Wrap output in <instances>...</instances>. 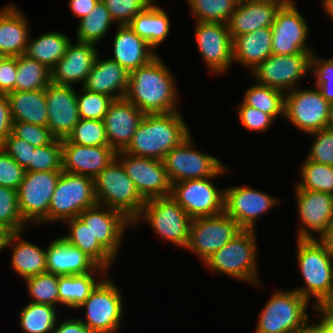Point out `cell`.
<instances>
[{
	"label": "cell",
	"instance_id": "6da1fadb",
	"mask_svg": "<svg viewBox=\"0 0 333 333\" xmlns=\"http://www.w3.org/2000/svg\"><path fill=\"white\" fill-rule=\"evenodd\" d=\"M176 78L158 54L148 64L130 72L124 98L144 114L179 111Z\"/></svg>",
	"mask_w": 333,
	"mask_h": 333
},
{
	"label": "cell",
	"instance_id": "7a4b0ae2",
	"mask_svg": "<svg viewBox=\"0 0 333 333\" xmlns=\"http://www.w3.org/2000/svg\"><path fill=\"white\" fill-rule=\"evenodd\" d=\"M182 116L180 110L164 114H145L123 152L163 160L170 150L191 135Z\"/></svg>",
	"mask_w": 333,
	"mask_h": 333
},
{
	"label": "cell",
	"instance_id": "3957f363",
	"mask_svg": "<svg viewBox=\"0 0 333 333\" xmlns=\"http://www.w3.org/2000/svg\"><path fill=\"white\" fill-rule=\"evenodd\" d=\"M297 264L304 286L295 288L311 304L313 310L333 291V253L318 239H297ZM312 297V298H311Z\"/></svg>",
	"mask_w": 333,
	"mask_h": 333
},
{
	"label": "cell",
	"instance_id": "277c9868",
	"mask_svg": "<svg viewBox=\"0 0 333 333\" xmlns=\"http://www.w3.org/2000/svg\"><path fill=\"white\" fill-rule=\"evenodd\" d=\"M256 231L242 229L204 263L216 273L259 286Z\"/></svg>",
	"mask_w": 333,
	"mask_h": 333
},
{
	"label": "cell",
	"instance_id": "5b68a950",
	"mask_svg": "<svg viewBox=\"0 0 333 333\" xmlns=\"http://www.w3.org/2000/svg\"><path fill=\"white\" fill-rule=\"evenodd\" d=\"M94 186L99 205L123 213L132 222L140 215L146 202L117 158L98 174Z\"/></svg>",
	"mask_w": 333,
	"mask_h": 333
},
{
	"label": "cell",
	"instance_id": "8992f818",
	"mask_svg": "<svg viewBox=\"0 0 333 333\" xmlns=\"http://www.w3.org/2000/svg\"><path fill=\"white\" fill-rule=\"evenodd\" d=\"M142 220L149 223L153 231L165 241L184 249L188 245L192 219L171 196L147 200L133 222L134 228Z\"/></svg>",
	"mask_w": 333,
	"mask_h": 333
},
{
	"label": "cell",
	"instance_id": "52a82bcc",
	"mask_svg": "<svg viewBox=\"0 0 333 333\" xmlns=\"http://www.w3.org/2000/svg\"><path fill=\"white\" fill-rule=\"evenodd\" d=\"M309 301L296 290H276L262 311L255 333H284L301 329L311 318Z\"/></svg>",
	"mask_w": 333,
	"mask_h": 333
},
{
	"label": "cell",
	"instance_id": "ba28073f",
	"mask_svg": "<svg viewBox=\"0 0 333 333\" xmlns=\"http://www.w3.org/2000/svg\"><path fill=\"white\" fill-rule=\"evenodd\" d=\"M97 204L93 178L62 170L48 208V222L78 217Z\"/></svg>",
	"mask_w": 333,
	"mask_h": 333
},
{
	"label": "cell",
	"instance_id": "9c48e42d",
	"mask_svg": "<svg viewBox=\"0 0 333 333\" xmlns=\"http://www.w3.org/2000/svg\"><path fill=\"white\" fill-rule=\"evenodd\" d=\"M121 295L119 287L109 276H105L78 306L77 309H85V319H79L93 333H118L124 311Z\"/></svg>",
	"mask_w": 333,
	"mask_h": 333
},
{
	"label": "cell",
	"instance_id": "30bf717a",
	"mask_svg": "<svg viewBox=\"0 0 333 333\" xmlns=\"http://www.w3.org/2000/svg\"><path fill=\"white\" fill-rule=\"evenodd\" d=\"M229 170L224 165L213 177L173 183L170 196L191 219L220 214L224 212V189L216 187L211 179L224 175Z\"/></svg>",
	"mask_w": 333,
	"mask_h": 333
},
{
	"label": "cell",
	"instance_id": "8fae6325",
	"mask_svg": "<svg viewBox=\"0 0 333 333\" xmlns=\"http://www.w3.org/2000/svg\"><path fill=\"white\" fill-rule=\"evenodd\" d=\"M314 51L292 55L272 54L250 72L258 84L282 91L284 94L298 88L299 80L310 72Z\"/></svg>",
	"mask_w": 333,
	"mask_h": 333
},
{
	"label": "cell",
	"instance_id": "7c38bea8",
	"mask_svg": "<svg viewBox=\"0 0 333 333\" xmlns=\"http://www.w3.org/2000/svg\"><path fill=\"white\" fill-rule=\"evenodd\" d=\"M61 172H25L17 197L20 214L27 224L48 223V208Z\"/></svg>",
	"mask_w": 333,
	"mask_h": 333
},
{
	"label": "cell",
	"instance_id": "4fadbf2b",
	"mask_svg": "<svg viewBox=\"0 0 333 333\" xmlns=\"http://www.w3.org/2000/svg\"><path fill=\"white\" fill-rule=\"evenodd\" d=\"M242 229L225 212L214 216L192 219L186 250L195 254L203 264Z\"/></svg>",
	"mask_w": 333,
	"mask_h": 333
},
{
	"label": "cell",
	"instance_id": "5bb4252c",
	"mask_svg": "<svg viewBox=\"0 0 333 333\" xmlns=\"http://www.w3.org/2000/svg\"><path fill=\"white\" fill-rule=\"evenodd\" d=\"M330 103L319 89L300 87L285 93L284 117L307 135L327 127Z\"/></svg>",
	"mask_w": 333,
	"mask_h": 333
},
{
	"label": "cell",
	"instance_id": "9a60e30c",
	"mask_svg": "<svg viewBox=\"0 0 333 333\" xmlns=\"http://www.w3.org/2000/svg\"><path fill=\"white\" fill-rule=\"evenodd\" d=\"M190 135L170 150L162 160L171 183L213 177L223 166L216 156L194 149Z\"/></svg>",
	"mask_w": 333,
	"mask_h": 333
},
{
	"label": "cell",
	"instance_id": "2e32d148",
	"mask_svg": "<svg viewBox=\"0 0 333 333\" xmlns=\"http://www.w3.org/2000/svg\"><path fill=\"white\" fill-rule=\"evenodd\" d=\"M116 158L145 201L171 195L172 183L162 160L138 157L123 151H118Z\"/></svg>",
	"mask_w": 333,
	"mask_h": 333
},
{
	"label": "cell",
	"instance_id": "e0dca14e",
	"mask_svg": "<svg viewBox=\"0 0 333 333\" xmlns=\"http://www.w3.org/2000/svg\"><path fill=\"white\" fill-rule=\"evenodd\" d=\"M194 22L198 52L210 73L218 76L228 72L233 64V39L227 24Z\"/></svg>",
	"mask_w": 333,
	"mask_h": 333
},
{
	"label": "cell",
	"instance_id": "ac0fdd59",
	"mask_svg": "<svg viewBox=\"0 0 333 333\" xmlns=\"http://www.w3.org/2000/svg\"><path fill=\"white\" fill-rule=\"evenodd\" d=\"M279 199L248 186L224 188V212L244 230H256L257 219L276 207Z\"/></svg>",
	"mask_w": 333,
	"mask_h": 333
},
{
	"label": "cell",
	"instance_id": "d6986e66",
	"mask_svg": "<svg viewBox=\"0 0 333 333\" xmlns=\"http://www.w3.org/2000/svg\"><path fill=\"white\" fill-rule=\"evenodd\" d=\"M272 30V54L292 55L314 51L308 46L309 27L296 4L284 3L277 11Z\"/></svg>",
	"mask_w": 333,
	"mask_h": 333
},
{
	"label": "cell",
	"instance_id": "ffe728a7",
	"mask_svg": "<svg viewBox=\"0 0 333 333\" xmlns=\"http://www.w3.org/2000/svg\"><path fill=\"white\" fill-rule=\"evenodd\" d=\"M299 219L297 239H316L326 231L333 218V194L302 190L295 186Z\"/></svg>",
	"mask_w": 333,
	"mask_h": 333
},
{
	"label": "cell",
	"instance_id": "44dd1931",
	"mask_svg": "<svg viewBox=\"0 0 333 333\" xmlns=\"http://www.w3.org/2000/svg\"><path fill=\"white\" fill-rule=\"evenodd\" d=\"M78 217L87 225L99 244L116 260L125 230L129 226L133 227V222L123 213L99 204L85 209Z\"/></svg>",
	"mask_w": 333,
	"mask_h": 333
},
{
	"label": "cell",
	"instance_id": "7402d4cb",
	"mask_svg": "<svg viewBox=\"0 0 333 333\" xmlns=\"http://www.w3.org/2000/svg\"><path fill=\"white\" fill-rule=\"evenodd\" d=\"M74 86L50 83L45 88L47 127L56 139H66L79 122L77 92Z\"/></svg>",
	"mask_w": 333,
	"mask_h": 333
},
{
	"label": "cell",
	"instance_id": "603a6c76",
	"mask_svg": "<svg viewBox=\"0 0 333 333\" xmlns=\"http://www.w3.org/2000/svg\"><path fill=\"white\" fill-rule=\"evenodd\" d=\"M97 45L79 42L69 44L61 59L50 69L51 83L73 86L85 83L98 56Z\"/></svg>",
	"mask_w": 333,
	"mask_h": 333
},
{
	"label": "cell",
	"instance_id": "cb8c5ba5",
	"mask_svg": "<svg viewBox=\"0 0 333 333\" xmlns=\"http://www.w3.org/2000/svg\"><path fill=\"white\" fill-rule=\"evenodd\" d=\"M62 170L91 177L98 174L116 158V151L110 146H84L61 140Z\"/></svg>",
	"mask_w": 333,
	"mask_h": 333
},
{
	"label": "cell",
	"instance_id": "d4e9b609",
	"mask_svg": "<svg viewBox=\"0 0 333 333\" xmlns=\"http://www.w3.org/2000/svg\"><path fill=\"white\" fill-rule=\"evenodd\" d=\"M144 116L136 105L125 98L114 100L103 118L109 146L116 152L123 151L131 142Z\"/></svg>",
	"mask_w": 333,
	"mask_h": 333
},
{
	"label": "cell",
	"instance_id": "484cf974",
	"mask_svg": "<svg viewBox=\"0 0 333 333\" xmlns=\"http://www.w3.org/2000/svg\"><path fill=\"white\" fill-rule=\"evenodd\" d=\"M46 272L65 276L108 271L99 267L79 248L58 236L46 249Z\"/></svg>",
	"mask_w": 333,
	"mask_h": 333
},
{
	"label": "cell",
	"instance_id": "4316f807",
	"mask_svg": "<svg viewBox=\"0 0 333 333\" xmlns=\"http://www.w3.org/2000/svg\"><path fill=\"white\" fill-rule=\"evenodd\" d=\"M285 1L239 2L227 22L230 37L251 33L257 29L271 28L277 11Z\"/></svg>",
	"mask_w": 333,
	"mask_h": 333
},
{
	"label": "cell",
	"instance_id": "83f0119b",
	"mask_svg": "<svg viewBox=\"0 0 333 333\" xmlns=\"http://www.w3.org/2000/svg\"><path fill=\"white\" fill-rule=\"evenodd\" d=\"M113 37V55L110 59L131 72L148 64L158 55L146 40L138 36L129 25H117Z\"/></svg>",
	"mask_w": 333,
	"mask_h": 333
},
{
	"label": "cell",
	"instance_id": "f1b7e54d",
	"mask_svg": "<svg viewBox=\"0 0 333 333\" xmlns=\"http://www.w3.org/2000/svg\"><path fill=\"white\" fill-rule=\"evenodd\" d=\"M99 56L98 54L93 68L81 87L85 90L108 95L114 100L124 98L130 72L116 61L110 58L102 59Z\"/></svg>",
	"mask_w": 333,
	"mask_h": 333
},
{
	"label": "cell",
	"instance_id": "f546056e",
	"mask_svg": "<svg viewBox=\"0 0 333 333\" xmlns=\"http://www.w3.org/2000/svg\"><path fill=\"white\" fill-rule=\"evenodd\" d=\"M21 8L9 4L0 9V53L5 57L24 54L30 29Z\"/></svg>",
	"mask_w": 333,
	"mask_h": 333
},
{
	"label": "cell",
	"instance_id": "4dcf8cb0",
	"mask_svg": "<svg viewBox=\"0 0 333 333\" xmlns=\"http://www.w3.org/2000/svg\"><path fill=\"white\" fill-rule=\"evenodd\" d=\"M23 233L24 231L11 233L6 248L9 245L11 247L12 270L25 280L46 272V250L23 239Z\"/></svg>",
	"mask_w": 333,
	"mask_h": 333
},
{
	"label": "cell",
	"instance_id": "1f68e13d",
	"mask_svg": "<svg viewBox=\"0 0 333 333\" xmlns=\"http://www.w3.org/2000/svg\"><path fill=\"white\" fill-rule=\"evenodd\" d=\"M271 55V28L257 29L233 39V63H238L250 71Z\"/></svg>",
	"mask_w": 333,
	"mask_h": 333
},
{
	"label": "cell",
	"instance_id": "d6a6232c",
	"mask_svg": "<svg viewBox=\"0 0 333 333\" xmlns=\"http://www.w3.org/2000/svg\"><path fill=\"white\" fill-rule=\"evenodd\" d=\"M6 95L13 122H26L47 127L48 110L45 89L12 91Z\"/></svg>",
	"mask_w": 333,
	"mask_h": 333
},
{
	"label": "cell",
	"instance_id": "836d02e7",
	"mask_svg": "<svg viewBox=\"0 0 333 333\" xmlns=\"http://www.w3.org/2000/svg\"><path fill=\"white\" fill-rule=\"evenodd\" d=\"M154 2L128 25L155 50L169 36L171 22L168 13Z\"/></svg>",
	"mask_w": 333,
	"mask_h": 333
},
{
	"label": "cell",
	"instance_id": "e575fe53",
	"mask_svg": "<svg viewBox=\"0 0 333 333\" xmlns=\"http://www.w3.org/2000/svg\"><path fill=\"white\" fill-rule=\"evenodd\" d=\"M64 222L69 225V233L61 237L69 244L79 248L99 267L108 271L115 259L99 244L87 225L79 217L71 218Z\"/></svg>",
	"mask_w": 333,
	"mask_h": 333
},
{
	"label": "cell",
	"instance_id": "d590c367",
	"mask_svg": "<svg viewBox=\"0 0 333 333\" xmlns=\"http://www.w3.org/2000/svg\"><path fill=\"white\" fill-rule=\"evenodd\" d=\"M101 273V274H100ZM108 272H90L87 274H75L59 276L58 294L60 306L77 309L90 295L97 284ZM97 275H102L97 278Z\"/></svg>",
	"mask_w": 333,
	"mask_h": 333
},
{
	"label": "cell",
	"instance_id": "8d00e7d4",
	"mask_svg": "<svg viewBox=\"0 0 333 333\" xmlns=\"http://www.w3.org/2000/svg\"><path fill=\"white\" fill-rule=\"evenodd\" d=\"M36 38V39H35ZM34 39L29 36L24 55L51 69L65 54L71 39L61 32H44Z\"/></svg>",
	"mask_w": 333,
	"mask_h": 333
},
{
	"label": "cell",
	"instance_id": "74e56055",
	"mask_svg": "<svg viewBox=\"0 0 333 333\" xmlns=\"http://www.w3.org/2000/svg\"><path fill=\"white\" fill-rule=\"evenodd\" d=\"M113 22L106 5L99 0L93 10L79 20L76 41L97 45L107 33L109 34Z\"/></svg>",
	"mask_w": 333,
	"mask_h": 333
},
{
	"label": "cell",
	"instance_id": "f35d334b",
	"mask_svg": "<svg viewBox=\"0 0 333 333\" xmlns=\"http://www.w3.org/2000/svg\"><path fill=\"white\" fill-rule=\"evenodd\" d=\"M57 307L29 302L20 311L19 323L24 333H52L59 316Z\"/></svg>",
	"mask_w": 333,
	"mask_h": 333
},
{
	"label": "cell",
	"instance_id": "ab89813d",
	"mask_svg": "<svg viewBox=\"0 0 333 333\" xmlns=\"http://www.w3.org/2000/svg\"><path fill=\"white\" fill-rule=\"evenodd\" d=\"M15 91L45 89L51 83V71L44 64L22 54L17 57Z\"/></svg>",
	"mask_w": 333,
	"mask_h": 333
},
{
	"label": "cell",
	"instance_id": "60d3db41",
	"mask_svg": "<svg viewBox=\"0 0 333 333\" xmlns=\"http://www.w3.org/2000/svg\"><path fill=\"white\" fill-rule=\"evenodd\" d=\"M284 98L285 94L282 91L255 82L245 90L242 102L271 115L276 120L278 115L284 118Z\"/></svg>",
	"mask_w": 333,
	"mask_h": 333
},
{
	"label": "cell",
	"instance_id": "b9f144b4",
	"mask_svg": "<svg viewBox=\"0 0 333 333\" xmlns=\"http://www.w3.org/2000/svg\"><path fill=\"white\" fill-rule=\"evenodd\" d=\"M195 21L227 24L238 0H186Z\"/></svg>",
	"mask_w": 333,
	"mask_h": 333
},
{
	"label": "cell",
	"instance_id": "7bdbcfd3",
	"mask_svg": "<svg viewBox=\"0 0 333 333\" xmlns=\"http://www.w3.org/2000/svg\"><path fill=\"white\" fill-rule=\"evenodd\" d=\"M299 170L301 179L295 185L297 188L333 194V166L305 158Z\"/></svg>",
	"mask_w": 333,
	"mask_h": 333
},
{
	"label": "cell",
	"instance_id": "ee69618b",
	"mask_svg": "<svg viewBox=\"0 0 333 333\" xmlns=\"http://www.w3.org/2000/svg\"><path fill=\"white\" fill-rule=\"evenodd\" d=\"M58 281L59 276L49 272L25 279L30 302L59 305Z\"/></svg>",
	"mask_w": 333,
	"mask_h": 333
},
{
	"label": "cell",
	"instance_id": "f6af8a7d",
	"mask_svg": "<svg viewBox=\"0 0 333 333\" xmlns=\"http://www.w3.org/2000/svg\"><path fill=\"white\" fill-rule=\"evenodd\" d=\"M62 171V145L60 139L36 147L25 172Z\"/></svg>",
	"mask_w": 333,
	"mask_h": 333
},
{
	"label": "cell",
	"instance_id": "bcb514c9",
	"mask_svg": "<svg viewBox=\"0 0 333 333\" xmlns=\"http://www.w3.org/2000/svg\"><path fill=\"white\" fill-rule=\"evenodd\" d=\"M71 143L84 146H109L103 120L79 119L67 138Z\"/></svg>",
	"mask_w": 333,
	"mask_h": 333
},
{
	"label": "cell",
	"instance_id": "7dc6e473",
	"mask_svg": "<svg viewBox=\"0 0 333 333\" xmlns=\"http://www.w3.org/2000/svg\"><path fill=\"white\" fill-rule=\"evenodd\" d=\"M0 224L13 232H22L28 225L19 208L17 190L0 186Z\"/></svg>",
	"mask_w": 333,
	"mask_h": 333
},
{
	"label": "cell",
	"instance_id": "c3c4849f",
	"mask_svg": "<svg viewBox=\"0 0 333 333\" xmlns=\"http://www.w3.org/2000/svg\"><path fill=\"white\" fill-rule=\"evenodd\" d=\"M77 93L78 114L81 119L103 120L114 99L108 95L80 88Z\"/></svg>",
	"mask_w": 333,
	"mask_h": 333
},
{
	"label": "cell",
	"instance_id": "681fc988",
	"mask_svg": "<svg viewBox=\"0 0 333 333\" xmlns=\"http://www.w3.org/2000/svg\"><path fill=\"white\" fill-rule=\"evenodd\" d=\"M309 73L314 74L316 78L314 86L329 103H333V58H320L313 53Z\"/></svg>",
	"mask_w": 333,
	"mask_h": 333
},
{
	"label": "cell",
	"instance_id": "f907efd6",
	"mask_svg": "<svg viewBox=\"0 0 333 333\" xmlns=\"http://www.w3.org/2000/svg\"><path fill=\"white\" fill-rule=\"evenodd\" d=\"M107 7L114 24L128 25L132 19L143 12L154 0H101Z\"/></svg>",
	"mask_w": 333,
	"mask_h": 333
},
{
	"label": "cell",
	"instance_id": "816d5d0a",
	"mask_svg": "<svg viewBox=\"0 0 333 333\" xmlns=\"http://www.w3.org/2000/svg\"><path fill=\"white\" fill-rule=\"evenodd\" d=\"M314 142L306 156L308 160L316 163L333 166V130L328 128L309 133Z\"/></svg>",
	"mask_w": 333,
	"mask_h": 333
},
{
	"label": "cell",
	"instance_id": "f5cc1de1",
	"mask_svg": "<svg viewBox=\"0 0 333 333\" xmlns=\"http://www.w3.org/2000/svg\"><path fill=\"white\" fill-rule=\"evenodd\" d=\"M11 133L35 147L51 144L56 139L48 127L26 122H13Z\"/></svg>",
	"mask_w": 333,
	"mask_h": 333
},
{
	"label": "cell",
	"instance_id": "db71d44e",
	"mask_svg": "<svg viewBox=\"0 0 333 333\" xmlns=\"http://www.w3.org/2000/svg\"><path fill=\"white\" fill-rule=\"evenodd\" d=\"M237 115L241 125L246 130H253L254 132H266L271 128L275 119L254 107L245 105L242 101L238 105Z\"/></svg>",
	"mask_w": 333,
	"mask_h": 333
},
{
	"label": "cell",
	"instance_id": "11a10c76",
	"mask_svg": "<svg viewBox=\"0 0 333 333\" xmlns=\"http://www.w3.org/2000/svg\"><path fill=\"white\" fill-rule=\"evenodd\" d=\"M25 169L0 147V186L18 190Z\"/></svg>",
	"mask_w": 333,
	"mask_h": 333
},
{
	"label": "cell",
	"instance_id": "9f6ffc18",
	"mask_svg": "<svg viewBox=\"0 0 333 333\" xmlns=\"http://www.w3.org/2000/svg\"><path fill=\"white\" fill-rule=\"evenodd\" d=\"M0 147L24 169L31 163L32 152L36 148L25 140L14 136L12 133Z\"/></svg>",
	"mask_w": 333,
	"mask_h": 333
},
{
	"label": "cell",
	"instance_id": "6f0895ef",
	"mask_svg": "<svg viewBox=\"0 0 333 333\" xmlns=\"http://www.w3.org/2000/svg\"><path fill=\"white\" fill-rule=\"evenodd\" d=\"M17 57H5L0 63V94L15 91Z\"/></svg>",
	"mask_w": 333,
	"mask_h": 333
},
{
	"label": "cell",
	"instance_id": "680465c9",
	"mask_svg": "<svg viewBox=\"0 0 333 333\" xmlns=\"http://www.w3.org/2000/svg\"><path fill=\"white\" fill-rule=\"evenodd\" d=\"M12 116L6 94H0V145L11 134Z\"/></svg>",
	"mask_w": 333,
	"mask_h": 333
},
{
	"label": "cell",
	"instance_id": "91938a15",
	"mask_svg": "<svg viewBox=\"0 0 333 333\" xmlns=\"http://www.w3.org/2000/svg\"><path fill=\"white\" fill-rule=\"evenodd\" d=\"M52 333H93L79 318L57 322Z\"/></svg>",
	"mask_w": 333,
	"mask_h": 333
},
{
	"label": "cell",
	"instance_id": "94428289",
	"mask_svg": "<svg viewBox=\"0 0 333 333\" xmlns=\"http://www.w3.org/2000/svg\"><path fill=\"white\" fill-rule=\"evenodd\" d=\"M71 13L79 20L87 16L99 0H68Z\"/></svg>",
	"mask_w": 333,
	"mask_h": 333
},
{
	"label": "cell",
	"instance_id": "6125c7cd",
	"mask_svg": "<svg viewBox=\"0 0 333 333\" xmlns=\"http://www.w3.org/2000/svg\"><path fill=\"white\" fill-rule=\"evenodd\" d=\"M315 311L322 322H333V291L315 306Z\"/></svg>",
	"mask_w": 333,
	"mask_h": 333
},
{
	"label": "cell",
	"instance_id": "be15d7a7",
	"mask_svg": "<svg viewBox=\"0 0 333 333\" xmlns=\"http://www.w3.org/2000/svg\"><path fill=\"white\" fill-rule=\"evenodd\" d=\"M309 320L302 328L301 333H329L325 324L319 319L318 322L310 324Z\"/></svg>",
	"mask_w": 333,
	"mask_h": 333
},
{
	"label": "cell",
	"instance_id": "e7e4bbea",
	"mask_svg": "<svg viewBox=\"0 0 333 333\" xmlns=\"http://www.w3.org/2000/svg\"><path fill=\"white\" fill-rule=\"evenodd\" d=\"M319 240L333 253V218Z\"/></svg>",
	"mask_w": 333,
	"mask_h": 333
},
{
	"label": "cell",
	"instance_id": "03108f58",
	"mask_svg": "<svg viewBox=\"0 0 333 333\" xmlns=\"http://www.w3.org/2000/svg\"><path fill=\"white\" fill-rule=\"evenodd\" d=\"M12 232L4 225L0 224V251L6 248L8 238Z\"/></svg>",
	"mask_w": 333,
	"mask_h": 333
},
{
	"label": "cell",
	"instance_id": "003e7915",
	"mask_svg": "<svg viewBox=\"0 0 333 333\" xmlns=\"http://www.w3.org/2000/svg\"><path fill=\"white\" fill-rule=\"evenodd\" d=\"M324 12L333 20V0H321Z\"/></svg>",
	"mask_w": 333,
	"mask_h": 333
},
{
	"label": "cell",
	"instance_id": "a7ac6f4b",
	"mask_svg": "<svg viewBox=\"0 0 333 333\" xmlns=\"http://www.w3.org/2000/svg\"><path fill=\"white\" fill-rule=\"evenodd\" d=\"M326 128L333 130V103H330L329 106V116Z\"/></svg>",
	"mask_w": 333,
	"mask_h": 333
},
{
	"label": "cell",
	"instance_id": "89a4df30",
	"mask_svg": "<svg viewBox=\"0 0 333 333\" xmlns=\"http://www.w3.org/2000/svg\"><path fill=\"white\" fill-rule=\"evenodd\" d=\"M268 2V1H285V0H238V2Z\"/></svg>",
	"mask_w": 333,
	"mask_h": 333
},
{
	"label": "cell",
	"instance_id": "2644e50d",
	"mask_svg": "<svg viewBox=\"0 0 333 333\" xmlns=\"http://www.w3.org/2000/svg\"><path fill=\"white\" fill-rule=\"evenodd\" d=\"M329 333H333V322H323Z\"/></svg>",
	"mask_w": 333,
	"mask_h": 333
},
{
	"label": "cell",
	"instance_id": "8c879c8a",
	"mask_svg": "<svg viewBox=\"0 0 333 333\" xmlns=\"http://www.w3.org/2000/svg\"><path fill=\"white\" fill-rule=\"evenodd\" d=\"M284 333H301V329L292 330V331H288V332H284Z\"/></svg>",
	"mask_w": 333,
	"mask_h": 333
},
{
	"label": "cell",
	"instance_id": "753ad0ef",
	"mask_svg": "<svg viewBox=\"0 0 333 333\" xmlns=\"http://www.w3.org/2000/svg\"><path fill=\"white\" fill-rule=\"evenodd\" d=\"M286 3L296 4L295 0H285Z\"/></svg>",
	"mask_w": 333,
	"mask_h": 333
},
{
	"label": "cell",
	"instance_id": "34e18365",
	"mask_svg": "<svg viewBox=\"0 0 333 333\" xmlns=\"http://www.w3.org/2000/svg\"><path fill=\"white\" fill-rule=\"evenodd\" d=\"M4 58H5V56L0 53V63Z\"/></svg>",
	"mask_w": 333,
	"mask_h": 333
}]
</instances>
